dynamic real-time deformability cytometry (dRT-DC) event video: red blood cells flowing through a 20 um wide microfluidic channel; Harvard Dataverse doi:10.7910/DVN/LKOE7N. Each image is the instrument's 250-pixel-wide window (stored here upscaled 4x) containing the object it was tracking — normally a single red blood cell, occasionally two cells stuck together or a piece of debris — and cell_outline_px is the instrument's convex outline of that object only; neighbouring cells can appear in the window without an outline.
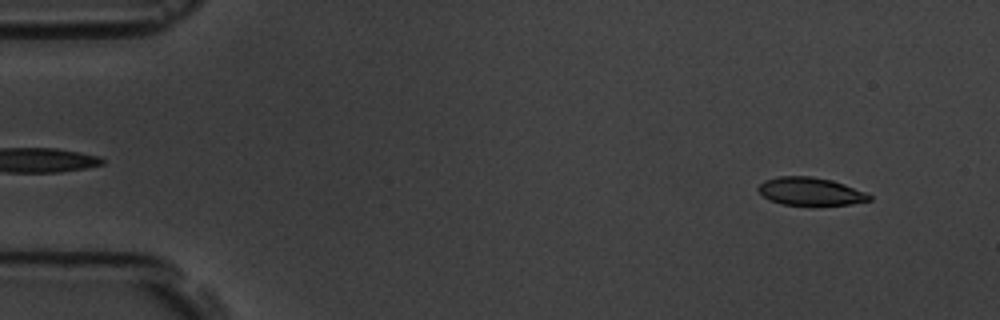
{"species": "common noctule bat (a hibernating species)", "species_latin": "Nyctalus noctula", "temperature_condition": "room temperature", "stored_images_in_passage": 55, "camera_frame_rate_fps": 3000, "um_per_image_px": 0.085, "animal": {"sex": "male", "body_mass_g": 19.5, "forearm_length_mm": 54.6}, "frame": {"image": 1, "passage_image": 4, "time_ms": 1.0, "image_size_px": [1000, 320], "cell_outline_px": [[872, 200], [852, 204], [812, 208], [780, 204], [764, 196], [756, 188], [764, 180], [776, 176], [812, 176], [832, 180], [868, 192], [872, 196]], "centroid_in_image_um": [68.93, 16.31], "position_along_channel_um": 16.1, "area_um2": 19.02}}
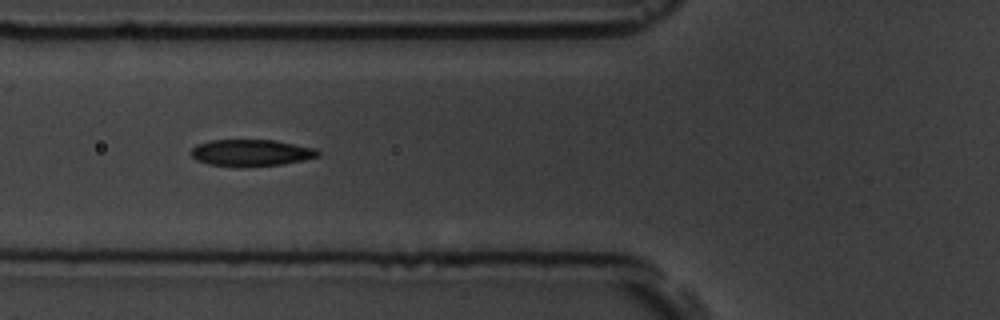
{"frame": {"image": 2, "passage_image": 20, "time_ms": 6.333, "image_size_px": [1000, 320], "cell_outline_px": [[320, 156], [304, 160], [280, 164], [208, 164], [196, 160], [188, 152], [196, 144], [212, 140], [276, 140], [316, 148], [320, 152]], "centroid_in_image_um": [21.36, 12.94], "position_along_channel_um": 104.4, "area_um2": 19.07}}
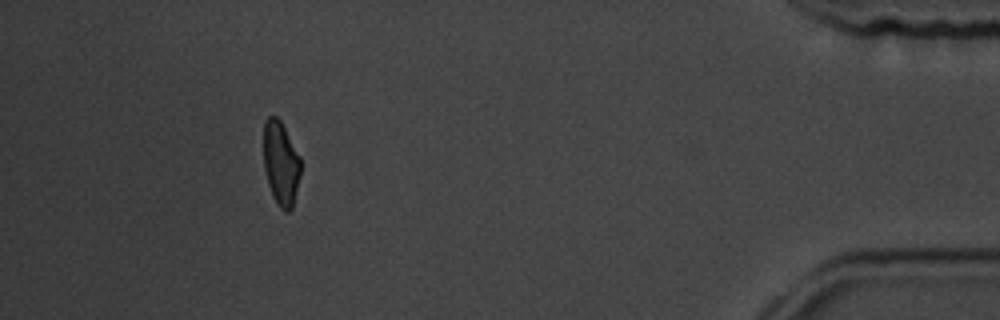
{"frame": {"image": 3, "passage_image": 50, "time_ms": 16.333, "image_size_px": [1000, 320], "cell_outline_px": [[300, 176], [292, 208], [288, 212], [284, 212], [276, 204], [272, 196], [268, 184], [264, 168], [264, 120], [268, 116], [276, 116], [280, 120], [300, 156]], "centroid_in_image_um": [23.86, 13.9], "position_along_channel_um": 411.3, "area_um2": 18.21}, "authors_computed_cell_mechanics": {"area_um2": 19.5942, "velocity_mm_per_s": 3.6689, "shape_relaxation_time_tau1_ms": 3.2746, "shape_relaxation_time_tau2_ms": 1.5951, "deformation_change_tau1": 0.1468, "deformation_change_tau2": 0.0746}}